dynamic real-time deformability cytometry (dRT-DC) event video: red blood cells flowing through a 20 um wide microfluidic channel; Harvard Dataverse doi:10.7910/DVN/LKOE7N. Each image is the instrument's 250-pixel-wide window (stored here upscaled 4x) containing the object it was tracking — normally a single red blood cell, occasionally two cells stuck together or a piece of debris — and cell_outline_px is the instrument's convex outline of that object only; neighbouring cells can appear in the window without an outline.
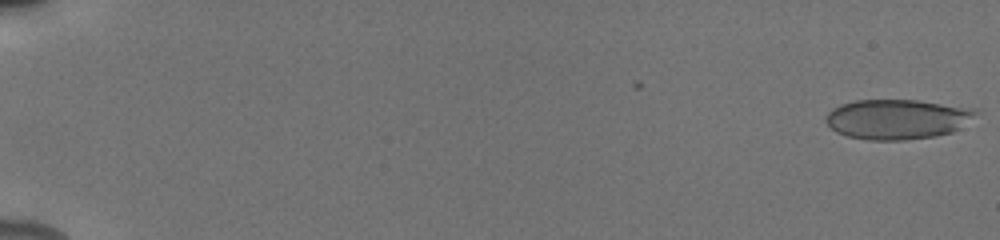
{"species": "human", "species_latin": "Homo sapiens", "temperature_condition": "cold", "stored_images_in_passage": 54, "camera_frame_rate_fps": 3000, "um_per_image_px": 0.085, "donor": {"sex": "male"}, "frame": {"image": 1, "passage_image": 1, "time_ms": 0.0, "image_size_px": [1000, 240], "cell_outline_px": [[976, 112], [952, 132], [936, 136], [904, 140], [868, 140], [848, 136], [836, 132], [828, 124], [828, 112], [832, 108], [840, 104], [856, 100], [916, 100], [976, 108]], "centroid_in_image_um": [76.22, 10.12], "position_along_channel_um": 8.8, "area_um2": 34.39}}
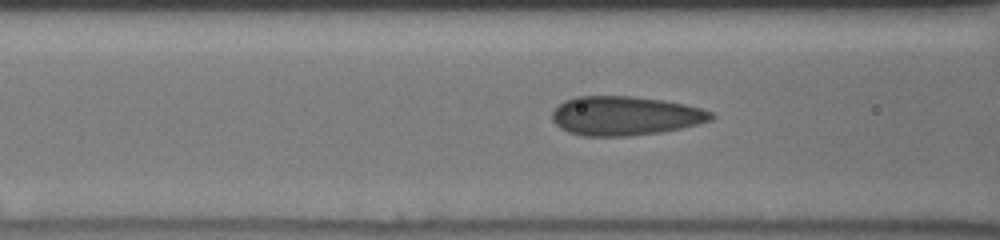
{"frame": {"image": 2, "passage_image": 24, "time_ms": 7.667, "image_size_px": [1000, 240], "cell_outline_px": [[716, 116], [712, 120], [680, 128], [660, 132], [628, 136], [580, 136], [568, 132], [560, 128], [552, 120], [552, 112], [564, 100], [576, 96], [632, 96], [664, 100], [684, 104], [700, 108], [712, 112]], "centroid_in_image_um": [53.11, 9.84], "position_along_channel_um": 113.5, "area_um2": 36.3}}
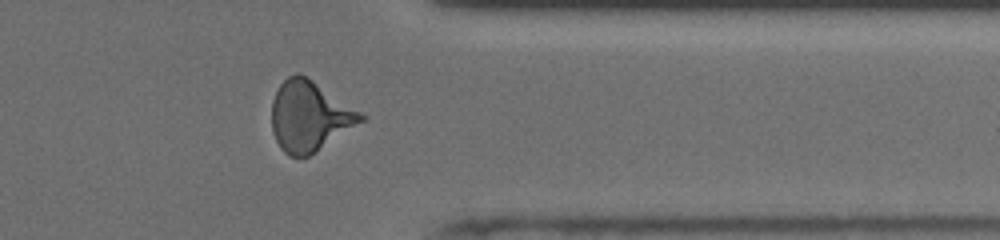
{"frame": {"image": 3, "passage_image": 45, "time_ms": 14.667, "image_size_px": [1000, 240], "cell_outline_px": [[364, 120], [316, 152], [308, 156], [288, 156], [280, 148], [272, 132], [272, 100], [280, 84], [288, 76], [296, 72], [300, 72], [360, 112], [364, 116]], "centroid_in_image_um": [26.26, 9.88], "position_along_channel_um": 385.1, "area_um2": 36.01}, "authors_computed_cell_mechanics": {"area_um2": 34.969, "velocity_mm_per_s": 3.9389, "shape_relaxation_time_tau1_ms": 7.7194, "shape_relaxation_time_tau2_ms": 0.776, "deformation_change_tau1": 0.1511, "deformation_change_tau2": 0.0694}}